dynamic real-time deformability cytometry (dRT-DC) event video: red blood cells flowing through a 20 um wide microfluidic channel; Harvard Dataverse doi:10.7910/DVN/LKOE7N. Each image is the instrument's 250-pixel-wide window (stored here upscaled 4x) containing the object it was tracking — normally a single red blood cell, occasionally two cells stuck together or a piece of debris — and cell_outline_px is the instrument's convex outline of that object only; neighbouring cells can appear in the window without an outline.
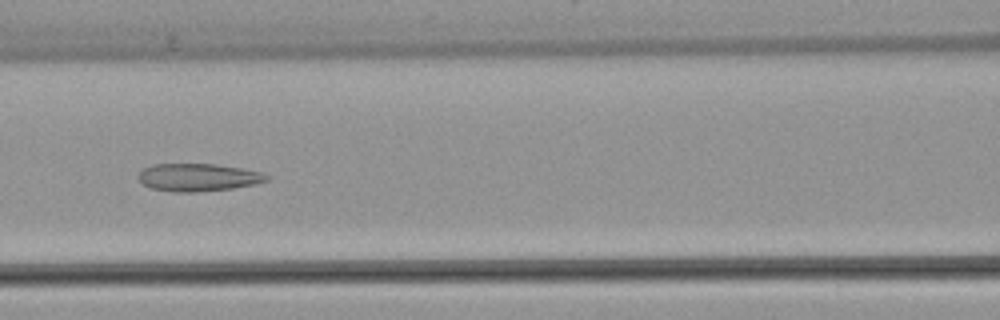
{"species": "common noctule bat (a hibernating species)", "species_latin": "Nyctalus noctula", "temperature_condition": "warm", "stored_images_in_passage": 30, "camera_frame_rate_fps": 3000, "um_per_image_px": 0.085, "animal": {"sex": "female", "body_mass_g": 22.7, "forearm_length_mm": 54.2}, "frame": {"image": 1, "passage_image": 9, "time_ms": 2.667, "image_size_px": [1000, 320], "cell_outline_px": [[272, 176], [268, 180], [256, 184], [232, 188], [196, 192], [172, 192], [152, 188], [144, 184], [136, 176], [144, 168], [152, 164], [216, 164], [240, 168], [260, 172]], "centroid_in_image_um": [16.85, 15.07], "position_along_channel_um": 149.8, "area_um2": 20.69}, "authors_computed_cell_mechanics": {"area_um2": 20.9525, "velocity_mm_per_s": 3.9311, "shape_relaxation_time_tau1_ms": null, "shape_relaxation_time_tau2_ms": 1.407, "deformation_change_tau1": null, "deformation_change_tau2": 0.0885}}